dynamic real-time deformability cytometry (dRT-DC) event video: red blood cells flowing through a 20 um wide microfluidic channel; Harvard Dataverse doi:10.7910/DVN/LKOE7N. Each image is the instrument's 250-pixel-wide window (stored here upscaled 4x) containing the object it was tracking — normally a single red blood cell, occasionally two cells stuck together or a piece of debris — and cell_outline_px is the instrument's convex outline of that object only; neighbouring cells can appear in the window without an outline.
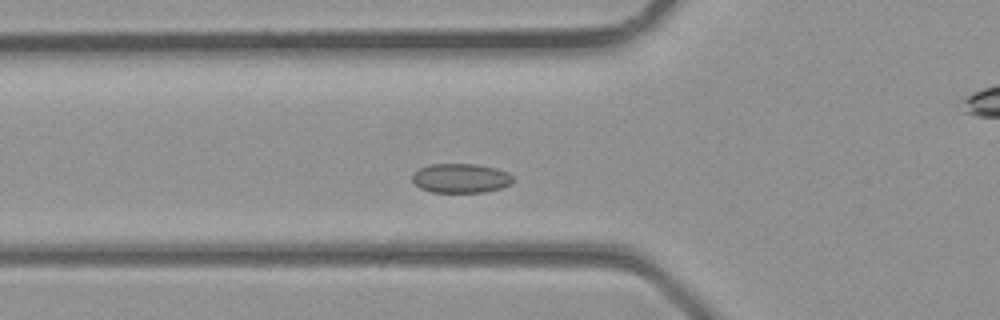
{"species": "common noctule bat (a hibernating species)", "species_latin": "Nyctalus noctula", "temperature_condition": "room temperature", "stored_images_in_passage": 34, "camera_frame_rate_fps": 3000, "um_per_image_px": 0.085, "animal": {"sex": "male", "body_mass_g": 23.1, "forearm_length_mm": 52.7}, "frame": {"image": 1, "passage_image": 8, "time_ms": 2.333, "image_size_px": [1000, 320], "cell_outline_px": [[516, 180], [512, 184], [500, 188], [484, 192], [432, 192], [420, 188], [412, 180], [412, 172], [428, 164], [476, 164], [496, 168], [508, 172]], "centroid_in_image_um": [39.18, 15.14], "position_along_channel_um": 86.6, "area_um2": 17.4}}
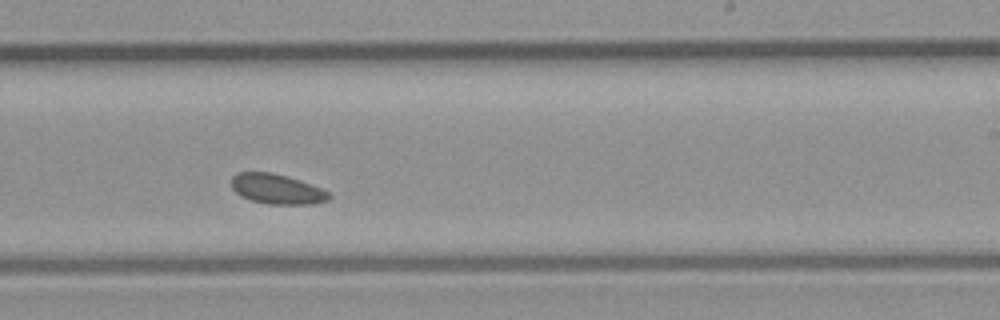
{"frame": {"image": 2, "passage_image": 18, "time_ms": 5.667, "image_size_px": [1000, 320], "cell_outline_px": [[332, 196], [328, 200], [312, 204], [268, 204], [252, 200], [240, 196], [232, 188], [232, 176], [236, 172], [272, 172], [288, 176], [300, 180], [320, 188], [328, 192]], "centroid_in_image_um": [23.52, 16.06], "position_along_channel_um": 265.5, "area_um2": 17.05}}
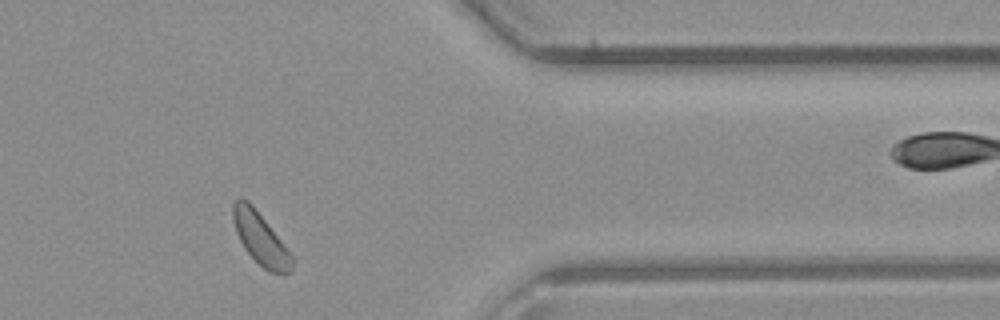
{"frame": {"image": 3, "passage_image": 26, "time_ms": 8.333, "image_size_px": [1000, 320], "cell_outline_px": [[292, 272], [268, 272], [244, 248], [236, 232], [232, 220], [232, 204], [240, 196], [248, 200], [252, 204], [280, 240], [292, 256]], "centroid_in_image_um": [22.08, 20.23], "position_along_channel_um": 389.3, "area_um2": 17.4}}